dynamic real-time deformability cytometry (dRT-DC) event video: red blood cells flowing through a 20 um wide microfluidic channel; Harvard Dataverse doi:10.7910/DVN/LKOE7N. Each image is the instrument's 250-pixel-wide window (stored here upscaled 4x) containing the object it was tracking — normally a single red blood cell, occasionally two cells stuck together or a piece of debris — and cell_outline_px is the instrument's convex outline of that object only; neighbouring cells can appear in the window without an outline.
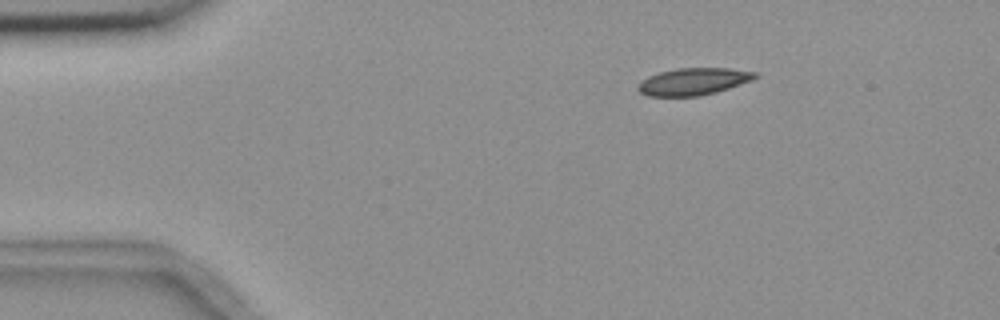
{"species": "common noctule bat (a hibernating species)", "species_latin": "Nyctalus noctula", "temperature_condition": "room temperature", "stored_images_in_passage": 3, "camera_frame_rate_fps": 3000, "um_per_image_px": 0.085, "animal": {"sex": "female", "body_mass_g": 18.4}, "frame": {"image": 1, "passage_image": 1, "time_ms": 0.0, "image_size_px": [1000, 320], "cell_outline_px": [[760, 76], [752, 80], [716, 92], [696, 96], [648, 96], [640, 92], [636, 88], [648, 76], [660, 72], [676, 68], [728, 68], [756, 72]], "centroid_in_image_um": [58.96, 6.92], "position_along_channel_um": 26.0, "area_um2": 18.32}}